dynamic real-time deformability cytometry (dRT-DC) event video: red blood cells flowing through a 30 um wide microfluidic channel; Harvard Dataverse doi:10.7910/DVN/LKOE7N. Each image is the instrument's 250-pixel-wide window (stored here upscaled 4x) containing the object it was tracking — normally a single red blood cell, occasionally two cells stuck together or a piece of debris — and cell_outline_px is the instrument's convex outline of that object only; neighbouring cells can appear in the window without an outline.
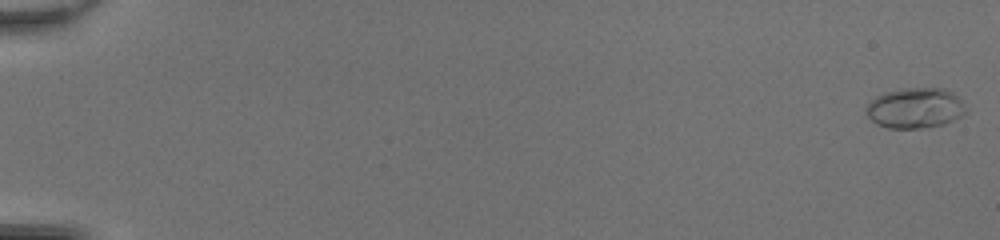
{"species": "common noctule bat (a hibernating species)", "species_latin": "Nyctalus noctula", "temperature_condition": "room temperature", "stored_images_in_passage": 50, "camera_frame_rate_fps": 3000, "um_per_image_px": 0.085, "animal": {"sex": "female", "body_mass_g": 20.0, "forearm_length_mm": 54.0}, "frame": {"image": 1, "passage_image": 1, "time_ms": 0.0, "image_size_px": [1000, 240], "cell_outline_px": [[968, 112], [964, 116], [944, 124], [920, 128], [888, 128], [876, 124], [864, 112], [864, 108], [876, 96], [884, 92], [904, 88], [944, 88], [952, 92], [960, 100]], "centroid_in_image_um": [77.78, 9.19], "position_along_channel_um": 7.2, "area_um2": 23.64}}
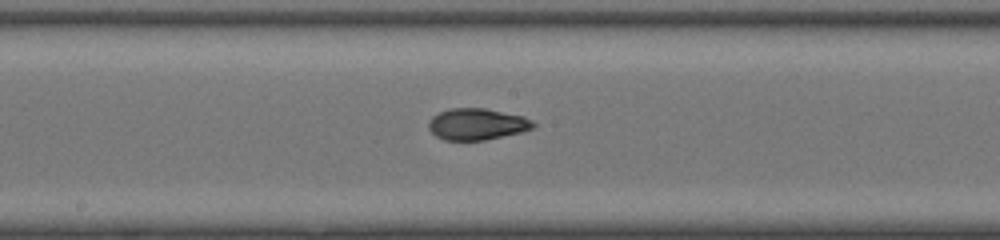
{"frame": {"image": 2, "passage_image": 29, "time_ms": 9.333, "image_size_px": [1000, 240], "cell_outline_px": [[536, 124], [532, 128], [520, 132], [484, 140], [444, 140], [436, 136], [428, 128], [428, 120], [432, 116], [448, 108], [484, 108], [524, 116], [532, 120]], "centroid_in_image_um": [40.51, 10.54], "position_along_channel_um": 207.7, "area_um2": 19.19}}
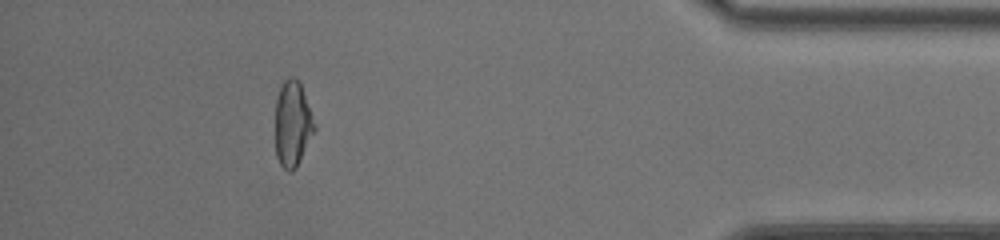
{"frame": {"image": 3, "passage_image": 46, "time_ms": 15.0, "image_size_px": [1000, 240], "cell_outline_px": [[316, 128], [296, 168], [292, 172], [288, 172], [280, 164], [276, 156], [276, 96], [284, 80], [288, 76], [292, 76], [300, 84], [316, 124]], "centroid_in_image_um": [24.86, 10.55], "position_along_channel_um": 410.3, "area_um2": 19.42}, "authors_computed_cell_mechanics": {"area_um2": 19.7676, "velocity_mm_per_s": 4.3266, "shape_relaxation_time_tau1_ms": 8.7303, "shape_relaxation_time_tau2_ms": 1.237, "deformation_change_tau1": 0.284, "deformation_change_tau2": 0.0493}}